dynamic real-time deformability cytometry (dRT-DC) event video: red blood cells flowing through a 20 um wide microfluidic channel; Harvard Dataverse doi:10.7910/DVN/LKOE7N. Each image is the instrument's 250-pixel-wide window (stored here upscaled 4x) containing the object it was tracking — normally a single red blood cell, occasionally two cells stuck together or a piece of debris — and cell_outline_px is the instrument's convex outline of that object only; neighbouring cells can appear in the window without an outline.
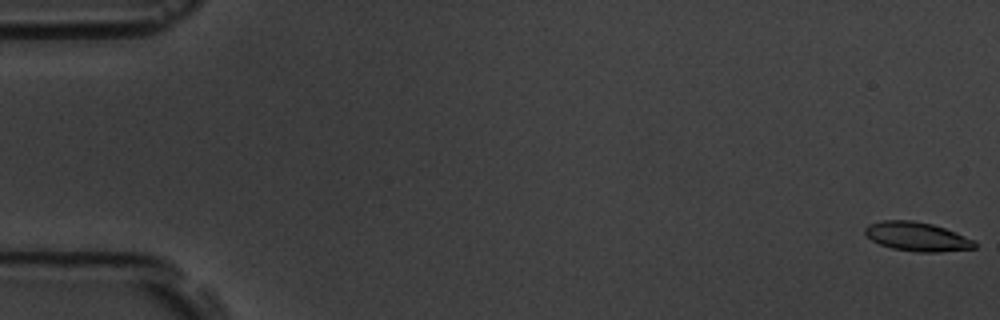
{"species": "common noctule bat (a hibernating species)", "species_latin": "Nyctalus noctula", "temperature_condition": "room temperature", "stored_images_in_passage": 5, "camera_frame_rate_fps": 3000, "um_per_image_px": 0.085, "animal": {"sex": "male", "body_mass_g": 19.5, "forearm_length_mm": 54.6}, "frame": {"image": 1, "passage_image": 1, "time_ms": 0.0, "image_size_px": [1000, 320], "cell_outline_px": [[976, 248], [940, 252], [916, 252], [892, 248], [880, 244], [872, 240], [864, 232], [864, 228], [868, 224], [884, 220], [912, 220], [932, 224], [956, 232], [976, 240]], "centroid_in_image_um": [77.97, 20.11], "position_along_channel_um": 7.0, "area_um2": 18.61}}
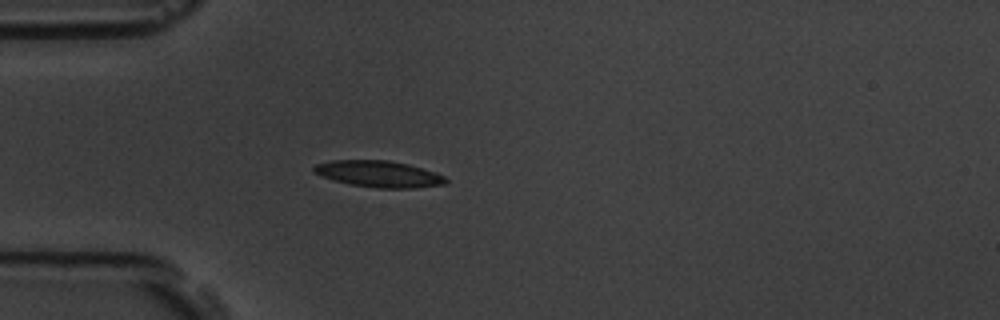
{"frame": {"image": 2, "passage_image": 5, "time_ms": 5.333, "image_size_px": [1000, 320], "cell_outline_px": [[448, 180], [444, 184], [416, 188], [376, 188], [352, 184], [320, 176], [312, 172], [312, 168], [316, 164], [332, 160], [388, 160], [408, 164], [436, 172], [444, 176]], "centroid_in_image_um": [32.2, 14.78], "position_along_channel_um": 52.8, "area_um2": 20.29}}